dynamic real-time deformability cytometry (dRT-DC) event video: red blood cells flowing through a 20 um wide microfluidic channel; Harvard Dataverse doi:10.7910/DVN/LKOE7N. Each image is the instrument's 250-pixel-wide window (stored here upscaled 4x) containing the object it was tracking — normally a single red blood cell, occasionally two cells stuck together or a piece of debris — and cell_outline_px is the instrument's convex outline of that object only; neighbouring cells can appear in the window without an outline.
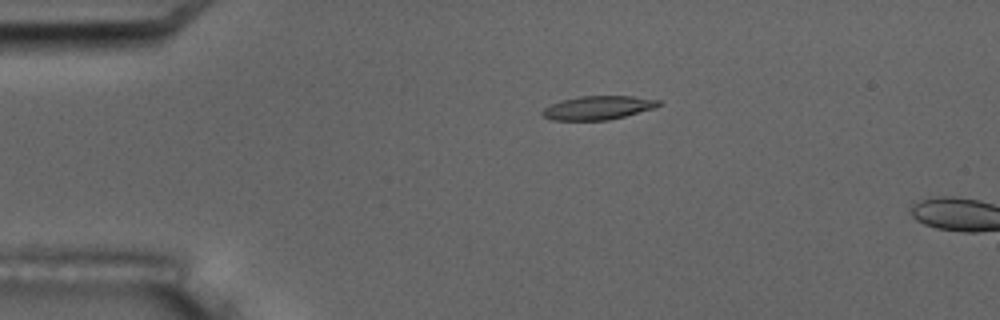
{"species": "common noctule bat (a hibernating species)", "species_latin": "Nyctalus noctula", "temperature_condition": "room temperature", "stored_images_in_passage": 5, "camera_frame_rate_fps": 3000, "um_per_image_px": 0.085, "animal": {"sex": "male", "body_mass_g": 17.5, "forearm_length_mm": 52.3}, "frame": {"image": 1, "passage_image": 4, "time_ms": 3.667, "image_size_px": [1000, 320], "cell_outline_px": [[660, 104], [656, 108], [608, 120], [552, 120], [544, 116], [540, 112], [544, 108], [560, 100], [580, 96], [632, 96], [660, 100]], "centroid_in_image_um": [50.83, 9.15], "position_along_channel_um": 34.2, "area_um2": 16.01}}